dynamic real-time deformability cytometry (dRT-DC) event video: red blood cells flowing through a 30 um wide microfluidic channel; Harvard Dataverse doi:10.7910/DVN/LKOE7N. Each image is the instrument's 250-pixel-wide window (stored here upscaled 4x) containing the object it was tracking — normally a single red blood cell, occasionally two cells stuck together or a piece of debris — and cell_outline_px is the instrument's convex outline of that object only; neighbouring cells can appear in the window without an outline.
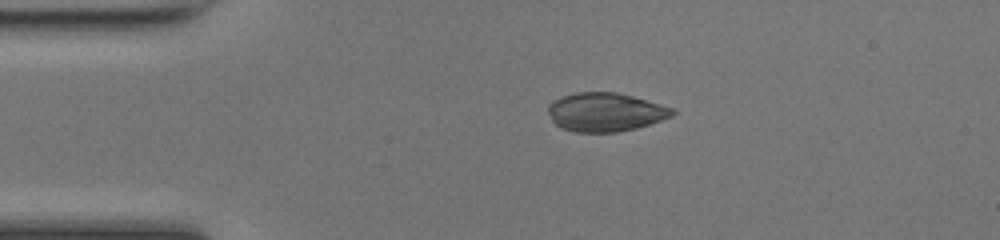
{"species": "common noctule bat (a hibernating species)", "species_latin": "Nyctalus noctula", "temperature_condition": "room temperature", "stored_images_in_passage": 39, "camera_frame_rate_fps": 3000, "um_per_image_px": 0.085, "animal": {"sex": "female", "body_mass_g": 17.0, "forearm_length_mm": 48.0}, "frame": {"image": 1, "passage_image": 1, "time_ms": 0.0, "image_size_px": [1000, 240], "cell_outline_px": [[676, 112], [672, 116], [636, 128], [616, 132], [576, 132], [560, 128], [552, 120], [548, 112], [548, 104], [560, 96], [576, 92], [616, 92], [632, 96], [676, 108]], "centroid_in_image_um": [51.45, 9.52], "position_along_channel_um": 33.6, "area_um2": 28.09}}
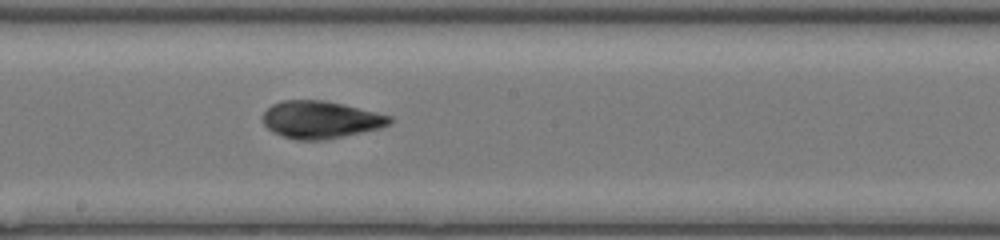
{"frame": {"image": 2, "passage_image": 17, "time_ms": 5.333, "image_size_px": [1000, 240], "cell_outline_px": [[392, 124], [380, 128], [344, 136], [324, 140], [296, 140], [272, 132], [264, 124], [264, 112], [272, 104], [280, 100], [324, 100], [344, 104], [392, 116]], "centroid_in_image_um": [27.27, 10.17], "position_along_channel_um": 220.9, "area_um2": 27.69}}
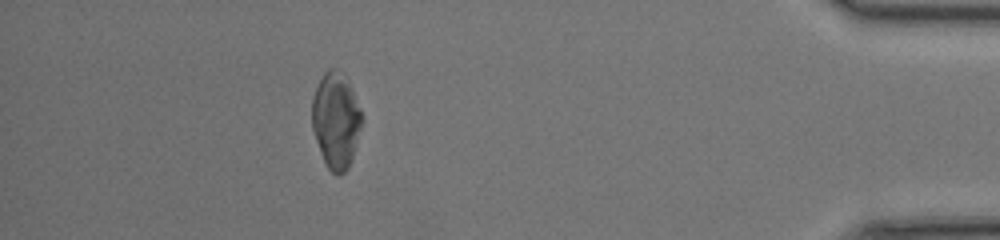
{"frame": {"image": 3, "passage_image": 34, "time_ms": 11.0, "image_size_px": [1000, 240], "cell_outline_px": [[364, 120], [348, 168], [340, 176], [336, 176], [324, 164], [312, 128], [312, 96], [324, 72], [328, 68], [336, 68], [348, 84], [364, 116]], "centroid_in_image_um": [28.54, 10.28], "position_along_channel_um": 406.7, "area_um2": 27.69}, "authors_computed_cell_mechanics": {"area_um2": 28.033, "velocity_mm_per_s": 4.2829, "shape_relaxation_time_tau1_ms": 10.2844, "shape_relaxation_time_tau2_ms": 1.0085, "deformation_change_tau1": 0.288, "deformation_change_tau2": 0.047}}